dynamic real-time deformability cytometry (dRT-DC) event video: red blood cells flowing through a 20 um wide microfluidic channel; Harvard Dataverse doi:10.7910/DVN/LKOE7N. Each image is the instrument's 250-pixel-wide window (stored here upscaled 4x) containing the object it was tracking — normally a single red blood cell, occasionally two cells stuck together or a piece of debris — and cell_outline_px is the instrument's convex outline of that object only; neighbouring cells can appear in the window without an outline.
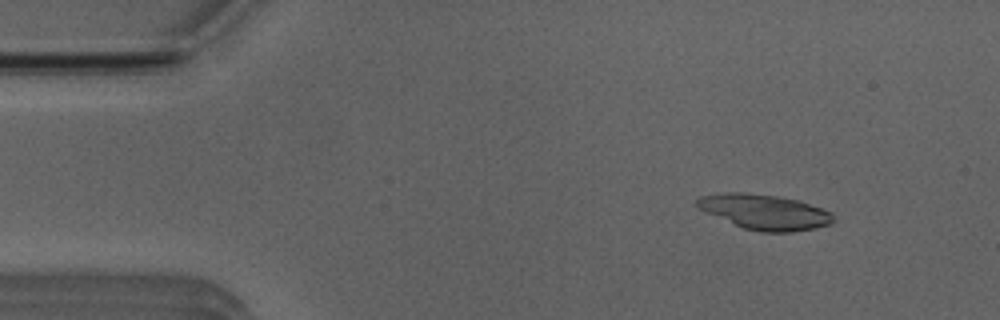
{"species": "Egyptian fruit bat (a non-hibernating species)", "species_latin": "Rousettus aegyptiacus", "temperature_condition": "room temperature", "stored_images_in_passage": 52, "camera_frame_rate_fps": 3000, "um_per_image_px": 0.085, "animal": {"sex": "male"}, "frame": {"image": 1, "passage_image": 6, "time_ms": 1.667, "image_size_px": [1000, 320], "cell_outline_px": [[832, 220], [828, 224], [812, 228], [792, 232], [760, 232], [744, 228], [708, 212], [700, 208], [696, 204], [696, 200], [700, 196], [728, 192], [744, 192], [776, 196], [800, 200], [832, 212]], "centroid_in_image_um": [65.01, 18.0], "position_along_channel_um": 20.0, "area_um2": 27.34}}
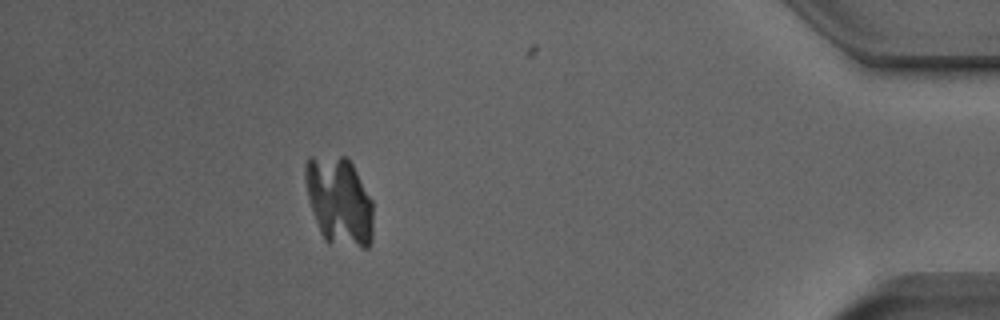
{"frame": {"image": 2, "passage_image": 46, "time_ms": 15.0, "image_size_px": [1000, 320], "cell_outline_px": [[372, 240], [368, 248], [364, 248], [328, 244], [324, 240], [320, 232], [312, 212], [308, 196], [304, 176], [304, 164], [308, 156], [344, 156], [352, 164], [372, 200]], "centroid_in_image_um": [28.81, 17.11], "position_along_channel_um": 406.4, "area_um2": 35.37}}